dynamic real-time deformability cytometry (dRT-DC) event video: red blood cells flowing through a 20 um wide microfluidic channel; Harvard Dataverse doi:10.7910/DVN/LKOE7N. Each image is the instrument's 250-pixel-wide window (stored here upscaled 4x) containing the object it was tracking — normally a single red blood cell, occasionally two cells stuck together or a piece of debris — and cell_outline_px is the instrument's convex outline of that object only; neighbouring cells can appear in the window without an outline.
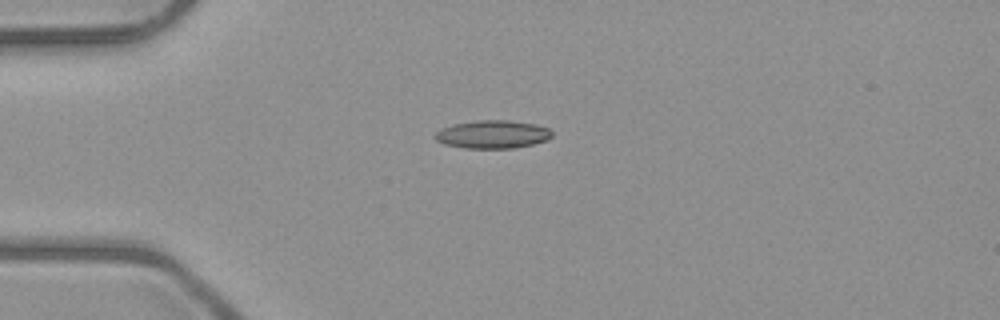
{"species": "common noctule bat (a hibernating species)", "species_latin": "Nyctalus noctula", "temperature_condition": "room temperature", "stored_images_in_passage": 3, "camera_frame_rate_fps": 3000, "um_per_image_px": 0.085, "animal": {"sex": "male", "body_mass_g": 23.1, "forearm_length_mm": 52.7}, "frame": {"image": 1, "passage_image": 1, "time_ms": 0.0, "image_size_px": [1000, 320], "cell_outline_px": [[552, 136], [544, 140], [532, 144], [512, 148], [464, 148], [444, 144], [436, 140], [432, 136], [440, 128], [452, 124], [476, 120], [508, 120], [536, 124], [548, 128], [552, 132]], "centroid_in_image_um": [41.81, 11.41], "position_along_channel_um": 43.2, "area_um2": 19.19}}
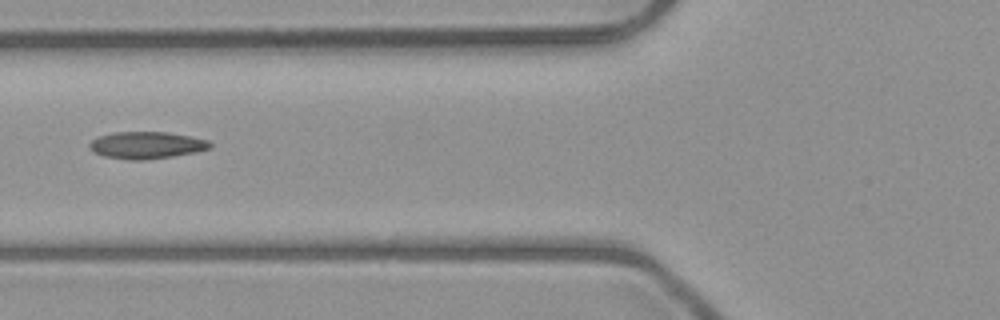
{"frame": {"image": 2, "passage_image": 3, "time_ms": 2.333, "image_size_px": [1000, 320], "cell_outline_px": [[212, 148], [196, 152], [148, 160], [128, 160], [104, 156], [92, 152], [88, 144], [96, 136], [112, 132], [168, 132], [192, 136], [208, 140], [212, 144]], "centroid_in_image_um": [12.44, 12.34], "position_along_channel_um": 113.4, "area_um2": 19.31}}